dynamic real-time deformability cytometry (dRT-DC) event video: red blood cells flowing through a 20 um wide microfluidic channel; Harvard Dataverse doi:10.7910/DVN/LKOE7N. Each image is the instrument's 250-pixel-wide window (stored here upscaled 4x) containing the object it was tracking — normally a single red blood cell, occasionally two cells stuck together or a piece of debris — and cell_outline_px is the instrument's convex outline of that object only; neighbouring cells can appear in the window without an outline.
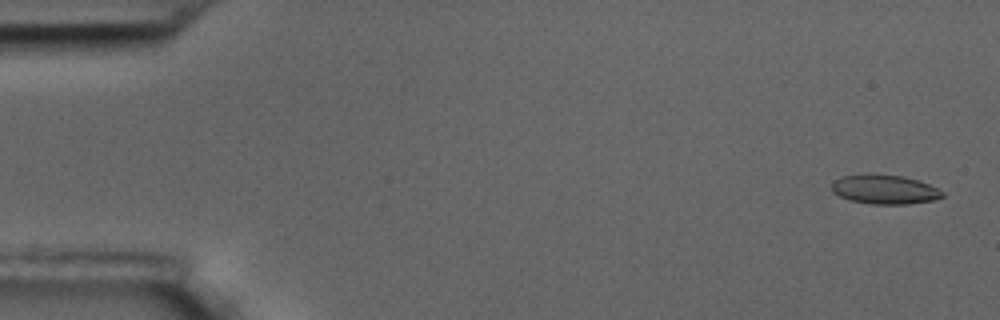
{"species": "common noctule bat (a hibernating species)", "species_latin": "Nyctalus noctula", "temperature_condition": "room temperature", "stored_images_in_passage": 5, "camera_frame_rate_fps": 3000, "um_per_image_px": 0.085, "animal": {"sex": "male", "body_mass_g": 17.5, "forearm_length_mm": 52.3}, "frame": {"image": 1, "passage_image": 1, "time_ms": 0.0, "image_size_px": [1000, 320], "cell_outline_px": [[944, 196], [932, 200], [908, 204], [872, 204], [848, 200], [832, 192], [832, 184], [836, 180], [844, 176], [868, 172], [904, 176], [928, 184], [944, 192]], "centroid_in_image_um": [75.16, 16.08], "position_along_channel_um": 9.8, "area_um2": 19.02}}
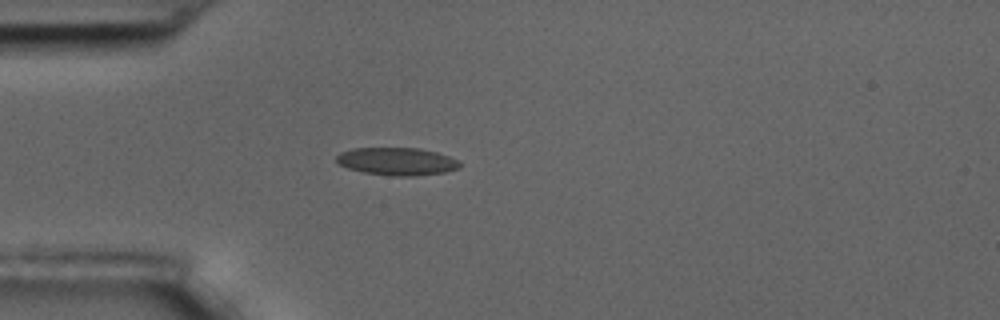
{"frame": {"image": 2, "passage_image": 5, "time_ms": 1.333, "image_size_px": [1000, 320], "cell_outline_px": [[460, 168], [444, 172], [412, 176], [392, 176], [364, 172], [348, 168], [340, 164], [336, 160], [336, 156], [340, 152], [352, 148], [420, 148], [436, 152], [460, 160]], "centroid_in_image_um": [33.75, 13.71], "position_along_channel_um": 51.3, "area_um2": 19.88}}